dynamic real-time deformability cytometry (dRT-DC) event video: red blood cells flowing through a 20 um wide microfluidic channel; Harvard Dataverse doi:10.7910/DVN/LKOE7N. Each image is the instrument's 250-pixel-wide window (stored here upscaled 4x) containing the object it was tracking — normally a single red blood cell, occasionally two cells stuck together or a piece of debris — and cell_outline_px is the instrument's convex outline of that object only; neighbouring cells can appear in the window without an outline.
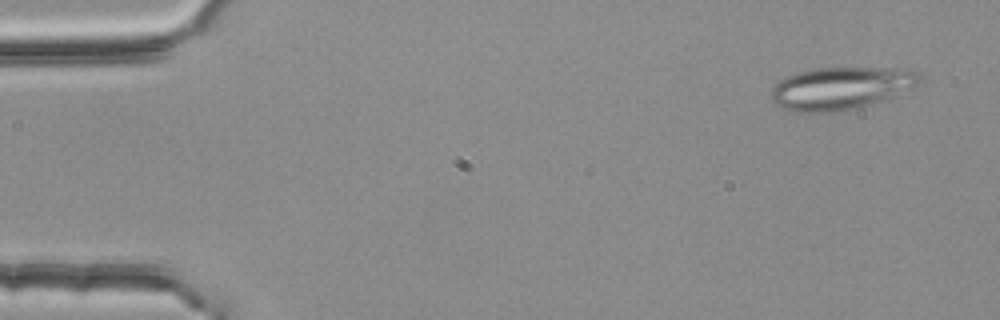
{"species": "common noctule bat (a hibernating species)", "species_latin": "Nyctalus noctula", "temperature_condition": "room temperature", "stored_images_in_passage": 13, "camera_frame_rate_fps": 3000, "um_per_image_px": 0.085, "animal": {"sex": "female", "body_mass_g": 25.1}, "frame": {"image": 1, "passage_image": 3, "time_ms": 0.667, "image_size_px": [1000, 320], "cell_outline_px": [[924, 76], [912, 88], [840, 112], [796, 112], [780, 108], [772, 100], [772, 88], [784, 76], [812, 68], [896, 68], [920, 72]], "centroid_in_image_um": [71.4, 7.48], "position_along_channel_um": 13.6, "area_um2": 36.24}}